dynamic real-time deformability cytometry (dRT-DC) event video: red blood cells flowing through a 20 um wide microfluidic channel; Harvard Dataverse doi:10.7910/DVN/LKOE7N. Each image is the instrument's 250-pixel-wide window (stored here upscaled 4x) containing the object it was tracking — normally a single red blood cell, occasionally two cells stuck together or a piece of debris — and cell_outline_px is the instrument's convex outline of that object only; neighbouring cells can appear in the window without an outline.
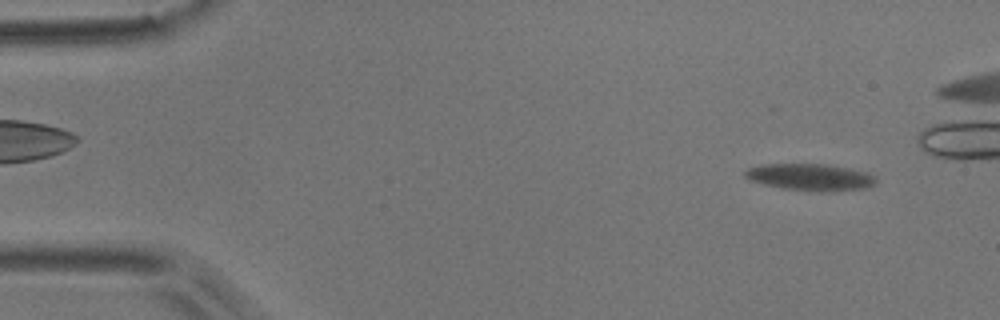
{"species": "common noctule bat (a hibernating species)", "species_latin": "Nyctalus noctula", "temperature_condition": "room temperature", "stored_images_in_passage": 8, "camera_frame_rate_fps": 3000, "um_per_image_px": 0.085, "animal": {"sex": "male", "body_mass_g": 17.9}, "frame": {"image": 1, "passage_image": 1, "time_ms": 0.0, "image_size_px": [1000, 320], "cell_outline_px": [[876, 184], [868, 188], [832, 192], [820, 192], [784, 188], [764, 184], [752, 180], [744, 176], [744, 172], [748, 168], [760, 164], [828, 164], [868, 172], [876, 176]], "centroid_in_image_um": [68.95, 15.06], "position_along_channel_um": 16.1, "area_um2": 20.69}}
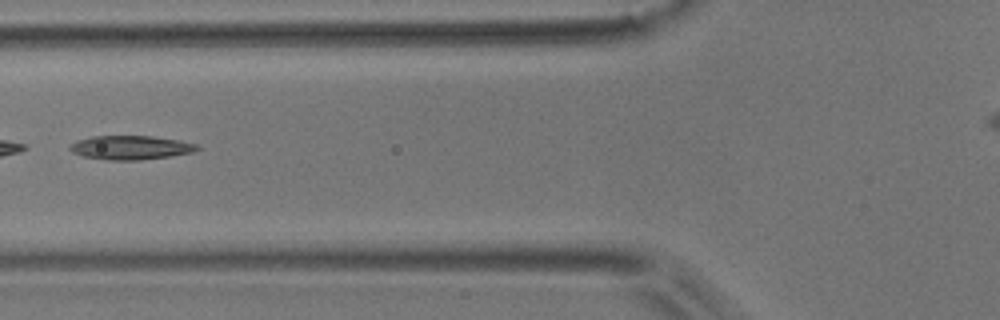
{"frame": {"image": 2, "passage_image": 7, "time_ms": 2.0, "image_size_px": [1000, 320], "cell_outline_px": [[200, 148], [192, 152], [172, 156], [140, 160], [108, 160], [84, 156], [72, 152], [68, 148], [76, 140], [92, 136], [152, 136], [200, 144]], "centroid_in_image_um": [11.12, 12.54], "position_along_channel_um": 114.7, "area_um2": 17.74}}
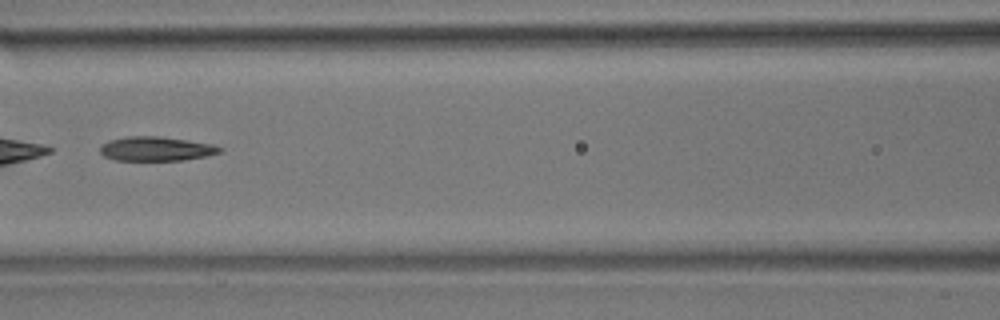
{"frame": {"image": 3, "passage_image": 8, "time_ms": 2.333, "image_size_px": [1000, 320], "cell_outline_px": [[224, 152], [204, 156], [180, 160], [116, 160], [104, 156], [100, 152], [100, 148], [108, 140], [128, 136], [160, 136], [188, 140], [212, 144], [224, 148]], "centroid_in_image_um": [13.3, 12.64], "position_along_channel_um": 153.3, "area_um2": 16.88}}